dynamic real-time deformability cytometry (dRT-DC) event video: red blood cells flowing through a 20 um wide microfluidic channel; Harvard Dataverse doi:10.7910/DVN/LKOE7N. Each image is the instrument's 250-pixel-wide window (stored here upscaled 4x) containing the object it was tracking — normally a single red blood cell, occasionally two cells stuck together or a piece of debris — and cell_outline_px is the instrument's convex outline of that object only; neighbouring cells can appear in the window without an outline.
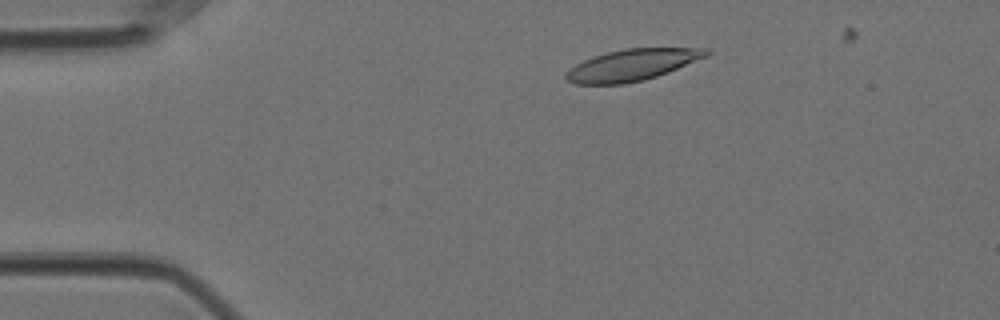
{"species": "Egyptian fruit bat (a non-hibernating species)", "species_latin": "Rousettus aegyptiacus", "temperature_condition": "cold", "stored_images_in_passage": 46, "camera_frame_rate_fps": 3000, "um_per_image_px": 0.085, "animal": {"sex": "female"}, "frame": {"image": 1, "passage_image": 4, "time_ms": 1.0, "image_size_px": [1000, 320], "cell_outline_px": [[712, 52], [708, 56], [656, 76], [644, 80], [624, 84], [576, 84], [568, 80], [564, 76], [576, 64], [592, 56], [624, 48], [712, 48]], "centroid_in_image_um": [53.77, 5.51], "position_along_channel_um": 31.2, "area_um2": 25.55}}
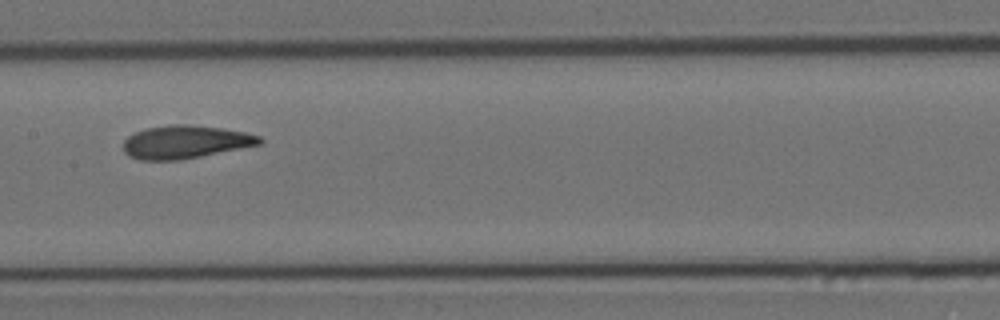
{"frame": {"image": 2, "passage_image": 22, "time_ms": 7.0, "image_size_px": [1000, 320], "cell_outline_px": [[264, 144], [180, 160], [140, 160], [128, 156], [124, 152], [124, 140], [128, 136], [144, 128], [168, 124], [188, 124], [220, 128], [244, 132], [260, 136], [264, 140]], "centroid_in_image_um": [15.76, 12.07], "position_along_channel_um": 191.6, "area_um2": 26.47}}
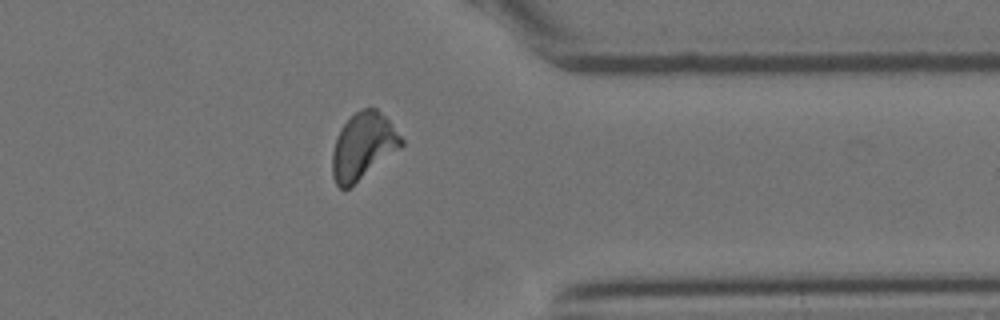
{"frame": {"image": 3, "passage_image": 39, "time_ms": 12.667, "image_size_px": [1000, 320], "cell_outline_px": [[404, 144], [400, 148], [348, 188], [340, 188], [336, 184], [332, 176], [332, 152], [336, 136], [340, 128], [356, 112], [364, 108], [376, 108], [388, 120], [404, 140]], "centroid_in_image_um": [30.84, 12.42], "position_along_channel_um": 380.6, "area_um2": 26.3}}